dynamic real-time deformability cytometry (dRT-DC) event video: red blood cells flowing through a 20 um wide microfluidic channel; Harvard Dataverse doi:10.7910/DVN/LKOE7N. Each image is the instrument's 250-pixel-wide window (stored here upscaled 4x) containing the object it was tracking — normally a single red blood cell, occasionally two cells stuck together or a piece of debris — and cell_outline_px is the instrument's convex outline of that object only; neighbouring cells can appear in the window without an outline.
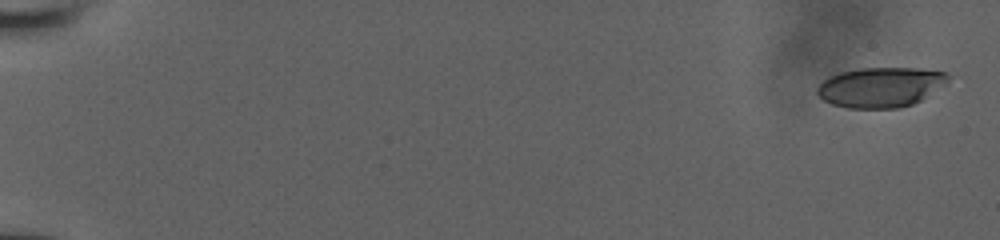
{"species": "human", "species_latin": "Homo sapiens", "temperature_condition": "room temperature", "stored_images_in_passage": 34, "camera_frame_rate_fps": 3000, "um_per_image_px": 0.085, "donor": {"sex": "male"}, "frame": {"image": 1, "passage_image": 1, "time_ms": 0.0, "image_size_px": [1000, 240], "cell_outline_px": [[948, 84], [920, 100], [912, 104], [900, 108], [848, 108], [832, 104], [824, 100], [816, 92], [816, 88], [828, 76], [840, 72], [860, 68], [916, 68], [948, 72]], "centroid_in_image_um": [74.87, 7.4], "position_along_channel_um": 10.1, "area_um2": 30.63}}
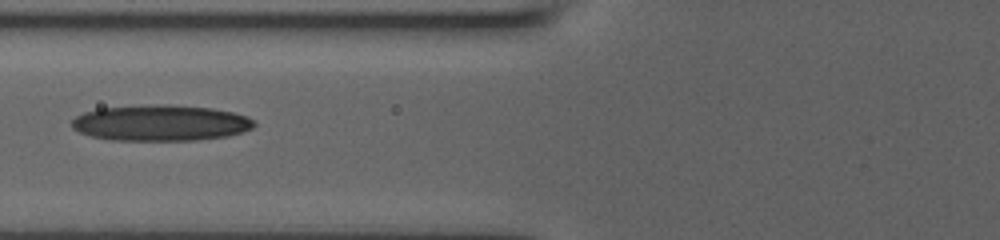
{"frame": {"image": 2, "passage_image": 19, "time_ms": 7.667, "image_size_px": [1000, 240], "cell_outline_px": [[256, 124], [252, 128], [228, 136], [196, 140], [112, 140], [92, 136], [80, 132], [72, 128], [72, 120], [76, 116], [84, 112], [96, 108], [156, 104], [168, 104], [212, 108], [232, 112], [248, 116]], "centroid_in_image_um": [13.64, 10.44], "position_along_channel_um": 112.2, "area_um2": 38.26}}
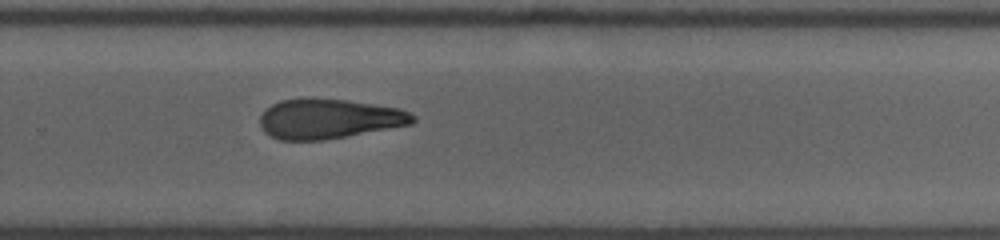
{"frame": {"image": 3, "passage_image": 33, "time_ms": 12.333, "image_size_px": [1000, 240], "cell_outline_px": [[416, 120], [412, 124], [324, 140], [280, 140], [264, 132], [260, 124], [260, 116], [272, 104], [280, 100], [348, 100], [400, 108], [416, 116]], "centroid_in_image_um": [27.99, 10.12], "position_along_channel_um": 301.8, "area_um2": 34.8}}